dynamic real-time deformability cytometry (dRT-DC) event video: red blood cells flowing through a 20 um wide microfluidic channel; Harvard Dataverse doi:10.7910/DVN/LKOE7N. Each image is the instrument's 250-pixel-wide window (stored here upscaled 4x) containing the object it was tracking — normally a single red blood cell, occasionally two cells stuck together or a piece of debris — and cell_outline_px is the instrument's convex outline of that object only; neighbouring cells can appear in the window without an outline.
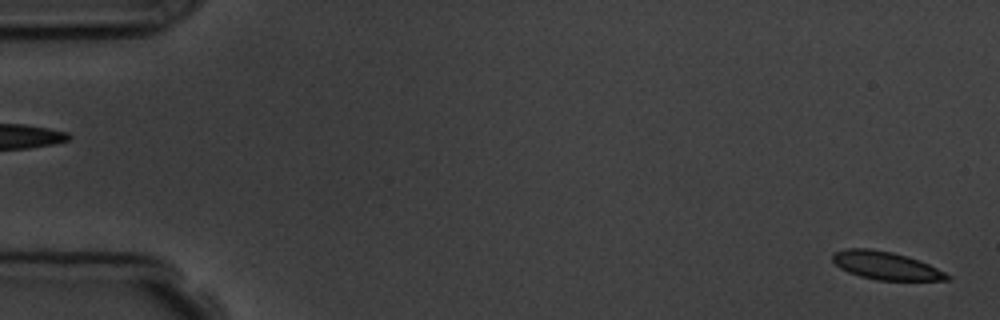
{"species": "common noctule bat (a hibernating species)", "species_latin": "Nyctalus noctula", "temperature_condition": "room temperature", "stored_images_in_passage": 6, "segment_of_instrument_passage": [2, 2], "camera_frame_rate_fps": 3000, "um_per_image_px": 0.085, "animal": {"sex": "male", "body_mass_g": 19.5, "forearm_length_mm": 54.6}, "frame": {"image": 1, "passage_image": 6, "time_ms": 5.667, "image_size_px": [1000, 320], "cell_outline_px": [[952, 280], [876, 280], [860, 276], [848, 272], [840, 268], [832, 260], [832, 256], [836, 252], [844, 248], [868, 248], [892, 252], [908, 256], [920, 260], [952, 276]], "centroid_in_image_um": [75.3, 22.57], "position_along_channel_um": 9.7, "area_um2": 18.67}}